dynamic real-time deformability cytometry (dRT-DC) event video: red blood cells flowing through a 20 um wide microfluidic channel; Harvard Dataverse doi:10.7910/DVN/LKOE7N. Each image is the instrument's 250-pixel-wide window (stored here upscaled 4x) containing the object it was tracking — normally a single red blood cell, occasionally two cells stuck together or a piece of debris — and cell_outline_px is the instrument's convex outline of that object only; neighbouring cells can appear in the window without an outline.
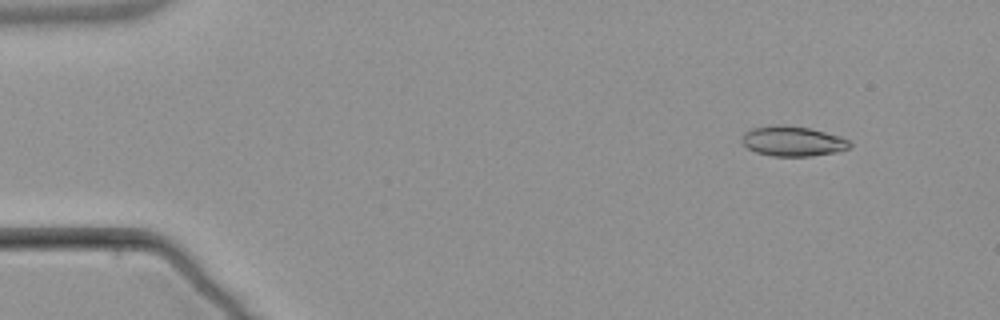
{"species": "common noctule bat (a hibernating species)", "species_latin": "Nyctalus noctula", "temperature_condition": "warm", "stored_images_in_passage": 5, "camera_frame_rate_fps": 3000, "um_per_image_px": 0.085, "animal": {"sex": "male", "body_mass_g": 21.5, "forearm_length_mm": 52.0}, "frame": {"image": 1, "passage_image": 2, "time_ms": 1.333, "image_size_px": [1000, 320], "cell_outline_px": [[852, 144], [848, 148], [836, 152], [812, 156], [772, 156], [756, 152], [748, 148], [740, 140], [744, 132], [752, 128], [776, 124], [784, 124], [808, 128], [840, 136], [848, 140]], "centroid_in_image_um": [67.35, 11.99], "position_along_channel_um": 17.6, "area_um2": 18.9}}
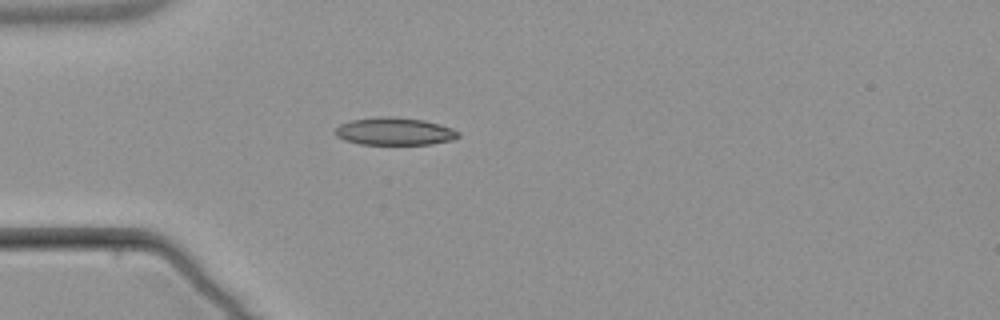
{"frame": {"image": 2, "passage_image": 5, "time_ms": 4.667, "image_size_px": [1000, 320], "cell_outline_px": [[460, 136], [452, 140], [432, 144], [360, 144], [344, 140], [336, 136], [336, 128], [340, 124], [352, 120], [380, 116], [392, 116], [424, 120], [440, 124], [452, 128], [460, 132]], "centroid_in_image_um": [33.56, 11.16], "position_along_channel_um": 51.4, "area_um2": 19.83}}